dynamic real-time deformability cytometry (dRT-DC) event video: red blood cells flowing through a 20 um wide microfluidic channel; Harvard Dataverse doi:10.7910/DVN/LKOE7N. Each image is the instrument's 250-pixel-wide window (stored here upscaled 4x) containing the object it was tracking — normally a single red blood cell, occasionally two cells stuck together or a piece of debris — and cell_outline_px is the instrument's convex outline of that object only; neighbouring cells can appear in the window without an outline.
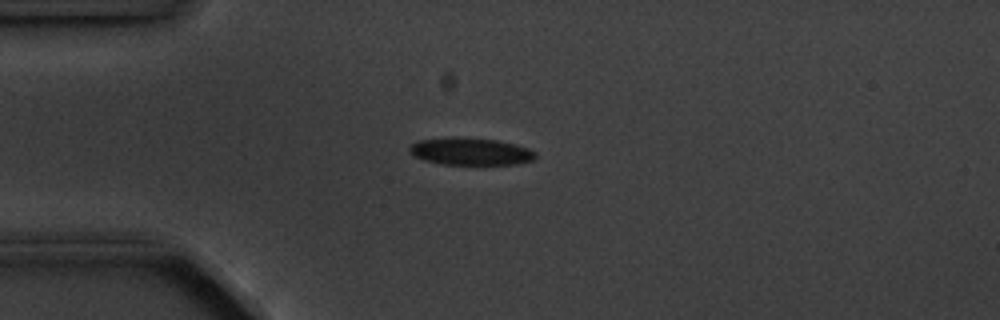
{"species": "common noctule bat (a hibernating species)", "species_latin": "Nyctalus noctula", "temperature_condition": "cold", "stored_images_in_passage": 5, "camera_frame_rate_fps": 3000, "um_per_image_px": 0.085, "animal": {"sex": "male", "body_mass_g": 20.1, "forearm_length_mm": 53.5}, "frame": {"image": 1, "passage_image": 3, "time_ms": 2.667, "image_size_px": [1000, 320], "cell_outline_px": [[536, 156], [532, 160], [516, 164], [444, 164], [424, 160], [412, 156], [408, 152], [408, 148], [412, 144], [420, 140], [452, 136], [496, 140], [516, 144], [528, 148], [536, 152]], "centroid_in_image_um": [39.96, 12.86], "position_along_channel_um": 45.0, "area_um2": 20.11}}